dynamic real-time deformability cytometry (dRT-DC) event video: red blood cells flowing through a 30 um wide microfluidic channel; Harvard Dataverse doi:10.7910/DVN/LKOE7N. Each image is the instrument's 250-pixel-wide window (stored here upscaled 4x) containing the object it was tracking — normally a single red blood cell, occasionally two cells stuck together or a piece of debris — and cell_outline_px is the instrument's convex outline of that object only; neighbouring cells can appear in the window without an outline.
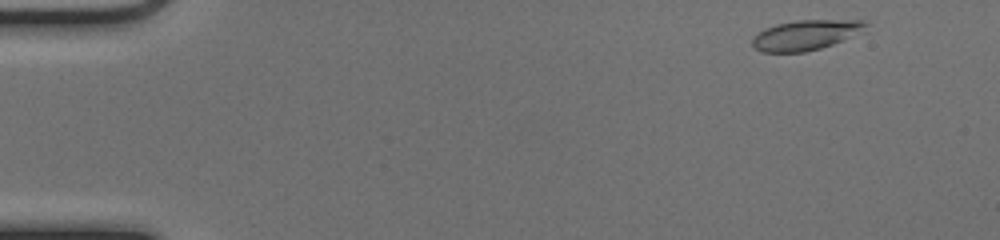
{"species": "common noctule bat (a hibernating species)", "species_latin": "Nyctalus noctula", "temperature_condition": "cold", "stored_images_in_passage": 49, "camera_frame_rate_fps": 3000, "um_per_image_px": 0.085, "animal": {"sex": "female", "body_mass_g": 17.0, "forearm_length_mm": 48.0}, "frame": {"image": 1, "passage_image": 2, "time_ms": 0.333, "image_size_px": [1000, 240], "cell_outline_px": [[868, 32], [820, 48], [804, 52], [760, 52], [752, 44], [752, 36], [764, 28], [776, 24], [796, 20], [864, 20], [868, 24]], "centroid_in_image_um": [68.55, 2.97], "position_along_channel_um": 16.4, "area_um2": 20.29}}
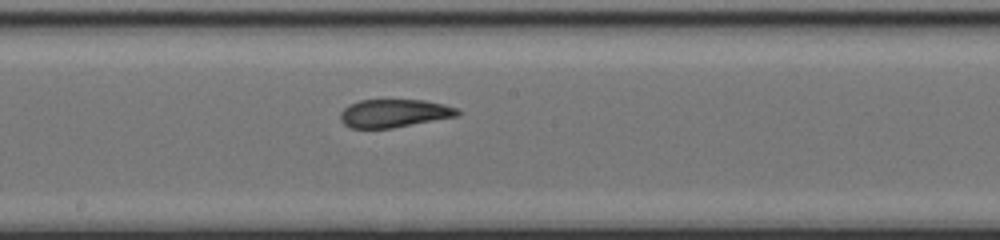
{"frame": {"image": 2, "passage_image": 26, "time_ms": 8.333, "image_size_px": [1000, 240], "cell_outline_px": [[460, 116], [392, 128], [348, 128], [340, 120], [340, 112], [348, 104], [360, 100], [424, 100], [444, 104], [456, 108], [460, 112]], "centroid_in_image_um": [33.49, 9.63], "position_along_channel_um": 214.7, "area_um2": 19.36}}
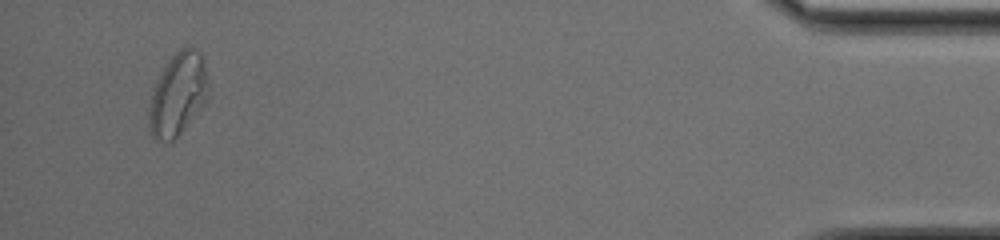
{"frame": {"image": 3, "passage_image": 47, "time_ms": 15.333, "image_size_px": [1000, 240], "cell_outline_px": [[208, 100], [184, 128], [172, 140], [156, 140], [152, 136], [148, 128], [148, 108], [152, 88], [156, 80], [168, 60], [176, 52], [188, 44], [192, 44], [200, 52], [204, 60], [208, 92]], "centroid_in_image_um": [15.1, 7.97], "position_along_channel_um": 420.1, "area_um2": 28.78}, "authors_computed_cell_mechanics": {"area_um2": 20.1722, "velocity_mm_per_s": 3.9994, "shape_relaxation_time_tau1_ms": 9.7024, "shape_relaxation_time_tau2_ms": 1.2197, "deformation_change_tau1": 0.2601, "deformation_change_tau2": 0.076}}